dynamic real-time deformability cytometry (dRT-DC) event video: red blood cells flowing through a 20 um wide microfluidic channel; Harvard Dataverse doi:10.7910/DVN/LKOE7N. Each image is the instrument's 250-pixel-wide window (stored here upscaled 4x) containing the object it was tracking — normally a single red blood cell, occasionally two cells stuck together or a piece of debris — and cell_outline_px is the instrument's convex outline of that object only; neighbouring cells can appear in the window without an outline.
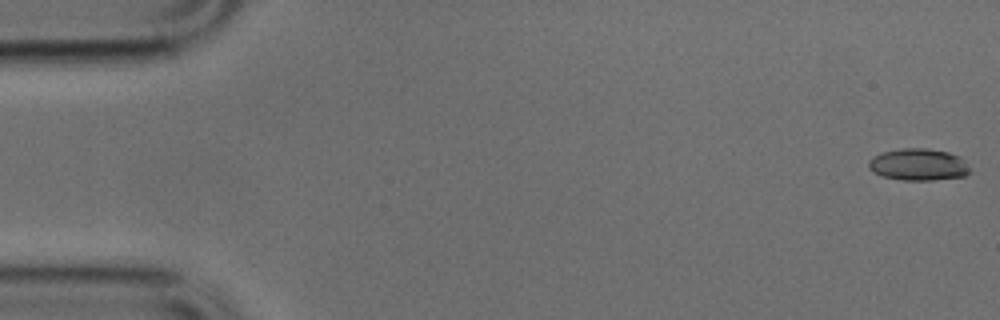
{"species": "common noctule bat (a hibernating species)", "species_latin": "Nyctalus noctula", "temperature_condition": "cold", "stored_images_in_passage": 50, "camera_frame_rate_fps": 3000, "um_per_image_px": 0.085, "animal": {"sex": "male", "body_mass_g": 17.9, "forearm_length_mm": 54.2}, "frame": {"image": 1, "passage_image": 1, "time_ms": 0.0, "image_size_px": [1000, 320], "cell_outline_px": [[972, 172], [968, 176], [932, 180], [904, 180], [880, 176], [872, 172], [868, 168], [868, 160], [872, 156], [884, 152], [904, 148], [928, 148], [948, 152], [960, 156], [964, 160]], "centroid_in_image_um": [78.08, 14.0], "position_along_channel_um": 6.9, "area_um2": 19.13}}
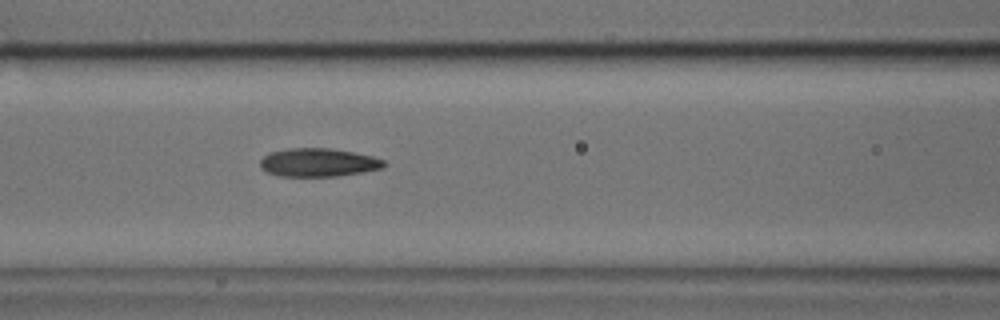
{"frame": {"image": 2, "passage_image": 21, "time_ms": 6.667, "image_size_px": [1000, 320], "cell_outline_px": [[388, 164], [384, 168], [364, 172], [336, 176], [280, 176], [268, 172], [260, 168], [260, 160], [268, 152], [288, 148], [328, 148], [352, 152], [372, 156], [384, 160]], "centroid_in_image_um": [27.06, 13.81], "position_along_channel_um": 139.5, "area_um2": 20.58}}
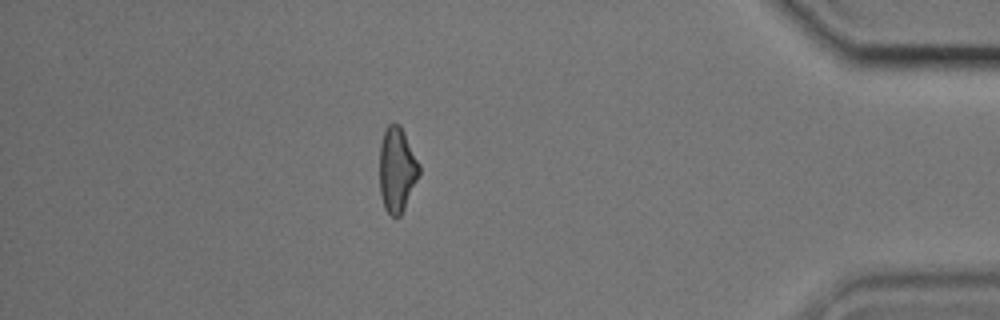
{"frame": {"image": 3, "passage_image": 44, "time_ms": 14.333, "image_size_px": [1000, 320], "cell_outline_px": [[420, 176], [400, 216], [392, 216], [384, 208], [380, 192], [380, 144], [384, 132], [388, 124], [400, 124], [420, 164]], "centroid_in_image_um": [33.76, 14.42], "position_along_channel_um": 401.4, "area_um2": 19.59}}